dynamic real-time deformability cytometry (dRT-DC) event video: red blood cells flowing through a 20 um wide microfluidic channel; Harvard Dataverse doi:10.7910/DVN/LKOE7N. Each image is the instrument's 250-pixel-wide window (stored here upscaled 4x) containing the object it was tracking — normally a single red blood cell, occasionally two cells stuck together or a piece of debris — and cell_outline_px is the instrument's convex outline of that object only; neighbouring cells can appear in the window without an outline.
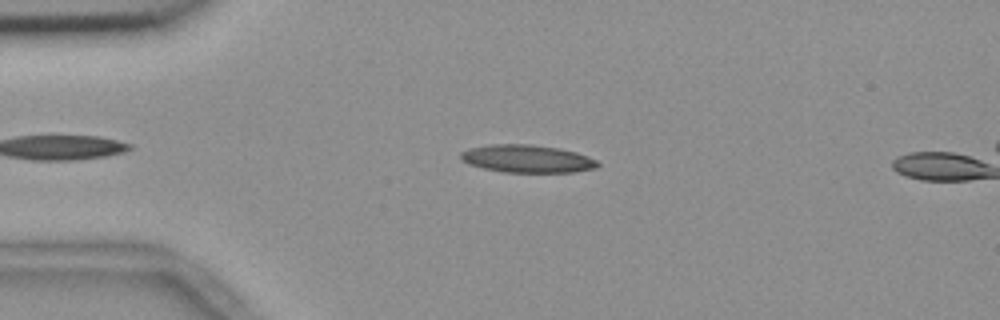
{"species": "common noctule bat (a hibernating species)", "species_latin": "Nyctalus noctula", "temperature_condition": "room temperature", "stored_images_in_passage": 48, "camera_frame_rate_fps": 3000, "um_per_image_px": 0.085, "animal": {"sex": "female", "body_mass_g": 18.4}, "frame": {"image": 1, "passage_image": 10, "time_ms": 3.0, "image_size_px": [1000, 320], "cell_outline_px": [[600, 164], [596, 168], [572, 172], [504, 172], [484, 168], [468, 164], [460, 160], [460, 152], [468, 148], [488, 144], [532, 144], [560, 148], [576, 152], [588, 156], [596, 160]], "centroid_in_image_um": [44.78, 13.48], "position_along_channel_um": 40.2, "area_um2": 22.31}}
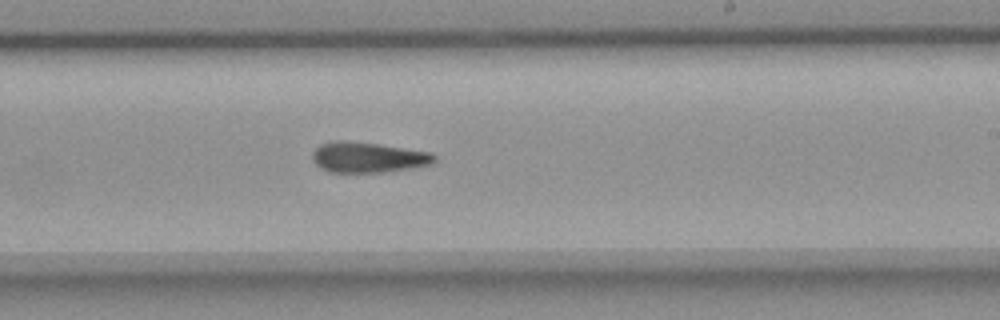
{"frame": {"image": 2, "passage_image": 30, "time_ms": 9.667, "image_size_px": [1000, 320], "cell_outline_px": [[436, 160], [432, 164], [384, 172], [328, 172], [320, 168], [312, 160], [312, 152], [320, 144], [336, 140], [344, 140], [376, 144], [428, 152], [436, 156]], "centroid_in_image_um": [31.22, 13.38], "position_along_channel_um": 257.8, "area_um2": 21.44}}
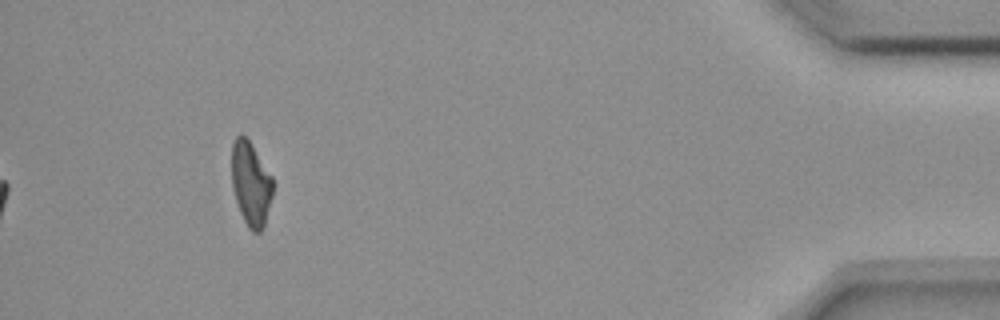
{"frame": {"image": 3, "passage_image": 48, "time_ms": 15.667, "image_size_px": [1000, 320], "cell_outline_px": [[272, 196], [264, 224], [260, 232], [252, 232], [248, 228], [240, 212], [236, 200], [232, 184], [232, 144], [236, 136], [240, 132], [252, 144], [272, 176]], "centroid_in_image_um": [21.31, 15.59], "position_along_channel_um": 413.9, "area_um2": 20.0}, "authors_computed_cell_mechanics": {"area_um2": 21.1837, "velocity_mm_per_s": 3.6688, "shape_relaxation_time_tau1_ms": null, "shape_relaxation_time_tau2_ms": 7.6606, "deformation_change_tau1": null, "deformation_change_tau2": 0.2019}}